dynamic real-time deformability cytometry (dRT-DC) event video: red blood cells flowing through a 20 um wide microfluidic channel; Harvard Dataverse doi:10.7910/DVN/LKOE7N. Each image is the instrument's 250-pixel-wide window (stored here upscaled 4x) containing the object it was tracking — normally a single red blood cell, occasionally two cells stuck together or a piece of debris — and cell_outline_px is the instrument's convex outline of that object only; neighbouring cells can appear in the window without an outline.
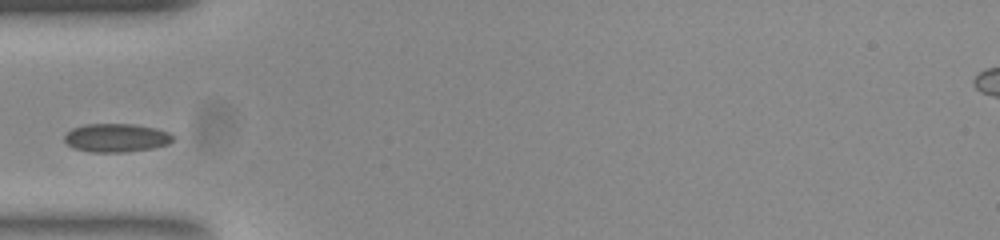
{"species": "common noctule bat (a hibernating species)", "species_latin": "Nyctalus noctula", "temperature_condition": "room temperature", "stored_images_in_passage": 38, "camera_frame_rate_fps": 3000, "um_per_image_px": 0.085, "animal": {"sex": "female", "body_mass_g": 23.0, "forearm_length_mm": 53.4}, "frame": {"image": 1, "passage_image": 1, "time_ms": 0.0, "image_size_px": [1000, 240], "cell_outline_px": [[172, 140], [168, 144], [152, 148], [124, 152], [88, 152], [72, 148], [64, 140], [64, 136], [72, 128], [88, 124], [132, 124], [152, 128], [168, 132], [172, 136]], "centroid_in_image_um": [9.83, 11.72], "position_along_channel_um": 75.2, "area_um2": 17.8}}
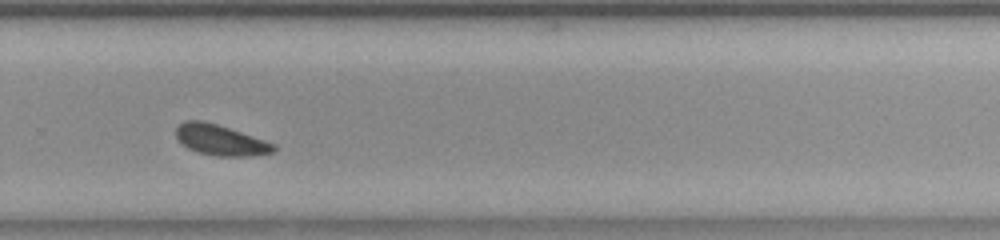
{"frame": {"image": 2, "passage_image": 20, "time_ms": 6.333, "image_size_px": [1000, 240], "cell_outline_px": [[276, 148], [272, 152], [252, 156], [216, 156], [200, 152], [188, 148], [176, 136], [176, 128], [184, 120], [204, 120], [276, 144]], "centroid_in_image_um": [18.74, 11.9], "position_along_channel_um": 311.1, "area_um2": 17.11}}
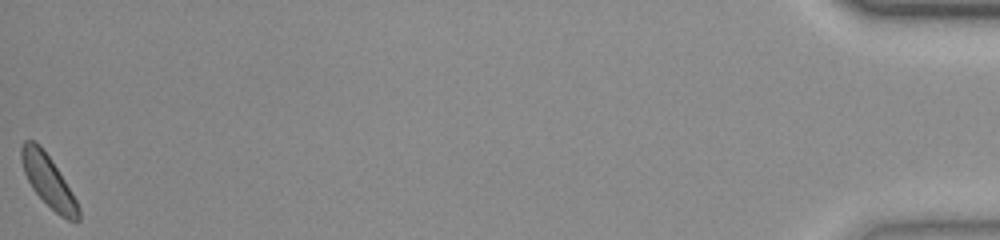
{"frame": {"image": 3, "passage_image": 38, "time_ms": 12.333, "image_size_px": [1000, 240], "cell_outline_px": [[80, 220], [68, 220], [60, 216], [32, 188], [24, 172], [20, 156], [20, 148], [24, 140], [36, 140], [48, 156], [64, 180], [76, 200], [80, 208]], "centroid_in_image_um": [4.08, 15.36], "position_along_channel_um": 431.1, "area_um2": 16.76}}